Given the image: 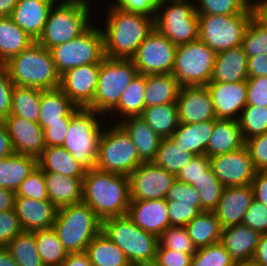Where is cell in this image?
<instances>
[{
  "mask_svg": "<svg viewBox=\"0 0 267 266\" xmlns=\"http://www.w3.org/2000/svg\"><path fill=\"white\" fill-rule=\"evenodd\" d=\"M104 128L98 143L95 168L129 176L143 163L135 144L118 123L113 122L108 129Z\"/></svg>",
  "mask_w": 267,
  "mask_h": 266,
  "instance_id": "6",
  "label": "cell"
},
{
  "mask_svg": "<svg viewBox=\"0 0 267 266\" xmlns=\"http://www.w3.org/2000/svg\"><path fill=\"white\" fill-rule=\"evenodd\" d=\"M16 194L14 191L0 187V212L13 210Z\"/></svg>",
  "mask_w": 267,
  "mask_h": 266,
  "instance_id": "68",
  "label": "cell"
},
{
  "mask_svg": "<svg viewBox=\"0 0 267 266\" xmlns=\"http://www.w3.org/2000/svg\"><path fill=\"white\" fill-rule=\"evenodd\" d=\"M254 199L251 184L223 189L220 201L213 211L222 228L242 224L244 215Z\"/></svg>",
  "mask_w": 267,
  "mask_h": 266,
  "instance_id": "22",
  "label": "cell"
},
{
  "mask_svg": "<svg viewBox=\"0 0 267 266\" xmlns=\"http://www.w3.org/2000/svg\"><path fill=\"white\" fill-rule=\"evenodd\" d=\"M224 186L200 187L201 211H214L220 201Z\"/></svg>",
  "mask_w": 267,
  "mask_h": 266,
  "instance_id": "60",
  "label": "cell"
},
{
  "mask_svg": "<svg viewBox=\"0 0 267 266\" xmlns=\"http://www.w3.org/2000/svg\"><path fill=\"white\" fill-rule=\"evenodd\" d=\"M170 226H186L202 211L193 203H166Z\"/></svg>",
  "mask_w": 267,
  "mask_h": 266,
  "instance_id": "52",
  "label": "cell"
},
{
  "mask_svg": "<svg viewBox=\"0 0 267 266\" xmlns=\"http://www.w3.org/2000/svg\"><path fill=\"white\" fill-rule=\"evenodd\" d=\"M180 123H199L215 120L216 114L205 86L181 87L177 98Z\"/></svg>",
  "mask_w": 267,
  "mask_h": 266,
  "instance_id": "20",
  "label": "cell"
},
{
  "mask_svg": "<svg viewBox=\"0 0 267 266\" xmlns=\"http://www.w3.org/2000/svg\"><path fill=\"white\" fill-rule=\"evenodd\" d=\"M252 259L261 266H267V233L260 235L258 246Z\"/></svg>",
  "mask_w": 267,
  "mask_h": 266,
  "instance_id": "66",
  "label": "cell"
},
{
  "mask_svg": "<svg viewBox=\"0 0 267 266\" xmlns=\"http://www.w3.org/2000/svg\"><path fill=\"white\" fill-rule=\"evenodd\" d=\"M107 9L102 28L105 57L131 59L155 27L154 18L119 10L111 4Z\"/></svg>",
  "mask_w": 267,
  "mask_h": 266,
  "instance_id": "2",
  "label": "cell"
},
{
  "mask_svg": "<svg viewBox=\"0 0 267 266\" xmlns=\"http://www.w3.org/2000/svg\"><path fill=\"white\" fill-rule=\"evenodd\" d=\"M14 84L10 79L5 64H0V122H2L11 111L12 91Z\"/></svg>",
  "mask_w": 267,
  "mask_h": 266,
  "instance_id": "57",
  "label": "cell"
},
{
  "mask_svg": "<svg viewBox=\"0 0 267 266\" xmlns=\"http://www.w3.org/2000/svg\"><path fill=\"white\" fill-rule=\"evenodd\" d=\"M69 123L50 124L44 130L46 147L62 146L68 132Z\"/></svg>",
  "mask_w": 267,
  "mask_h": 266,
  "instance_id": "61",
  "label": "cell"
},
{
  "mask_svg": "<svg viewBox=\"0 0 267 266\" xmlns=\"http://www.w3.org/2000/svg\"><path fill=\"white\" fill-rule=\"evenodd\" d=\"M210 164L214 175L225 188L249 185L257 172L246 145L211 157Z\"/></svg>",
  "mask_w": 267,
  "mask_h": 266,
  "instance_id": "16",
  "label": "cell"
},
{
  "mask_svg": "<svg viewBox=\"0 0 267 266\" xmlns=\"http://www.w3.org/2000/svg\"><path fill=\"white\" fill-rule=\"evenodd\" d=\"M193 154L179 145H173L168 139H162L157 150L156 157L152 161L156 166H159L173 175H177L180 170L190 162Z\"/></svg>",
  "mask_w": 267,
  "mask_h": 266,
  "instance_id": "42",
  "label": "cell"
},
{
  "mask_svg": "<svg viewBox=\"0 0 267 266\" xmlns=\"http://www.w3.org/2000/svg\"><path fill=\"white\" fill-rule=\"evenodd\" d=\"M158 248L195 253L196 248L184 226H170L158 237Z\"/></svg>",
  "mask_w": 267,
  "mask_h": 266,
  "instance_id": "48",
  "label": "cell"
},
{
  "mask_svg": "<svg viewBox=\"0 0 267 266\" xmlns=\"http://www.w3.org/2000/svg\"><path fill=\"white\" fill-rule=\"evenodd\" d=\"M241 46L248 58L267 54V27L255 16L247 26Z\"/></svg>",
  "mask_w": 267,
  "mask_h": 266,
  "instance_id": "46",
  "label": "cell"
},
{
  "mask_svg": "<svg viewBox=\"0 0 267 266\" xmlns=\"http://www.w3.org/2000/svg\"><path fill=\"white\" fill-rule=\"evenodd\" d=\"M100 64L75 67L60 76V89L79 108H87L97 88Z\"/></svg>",
  "mask_w": 267,
  "mask_h": 266,
  "instance_id": "17",
  "label": "cell"
},
{
  "mask_svg": "<svg viewBox=\"0 0 267 266\" xmlns=\"http://www.w3.org/2000/svg\"><path fill=\"white\" fill-rule=\"evenodd\" d=\"M248 57L243 47L237 46L216 53L210 82H243L248 79Z\"/></svg>",
  "mask_w": 267,
  "mask_h": 266,
  "instance_id": "26",
  "label": "cell"
},
{
  "mask_svg": "<svg viewBox=\"0 0 267 266\" xmlns=\"http://www.w3.org/2000/svg\"><path fill=\"white\" fill-rule=\"evenodd\" d=\"M146 75L137 74L126 89L121 94L118 105L106 116L109 118L115 114V117L121 116V120L127 117L140 116L145 108L144 96H145Z\"/></svg>",
  "mask_w": 267,
  "mask_h": 266,
  "instance_id": "39",
  "label": "cell"
},
{
  "mask_svg": "<svg viewBox=\"0 0 267 266\" xmlns=\"http://www.w3.org/2000/svg\"><path fill=\"white\" fill-rule=\"evenodd\" d=\"M177 46L155 27L131 58L139 74L172 73Z\"/></svg>",
  "mask_w": 267,
  "mask_h": 266,
  "instance_id": "14",
  "label": "cell"
},
{
  "mask_svg": "<svg viewBox=\"0 0 267 266\" xmlns=\"http://www.w3.org/2000/svg\"><path fill=\"white\" fill-rule=\"evenodd\" d=\"M185 228L196 249L219 243L223 230L213 211L201 212Z\"/></svg>",
  "mask_w": 267,
  "mask_h": 266,
  "instance_id": "36",
  "label": "cell"
},
{
  "mask_svg": "<svg viewBox=\"0 0 267 266\" xmlns=\"http://www.w3.org/2000/svg\"><path fill=\"white\" fill-rule=\"evenodd\" d=\"M15 194L16 197L49 200L47 197L44 172L37 166L20 184Z\"/></svg>",
  "mask_w": 267,
  "mask_h": 266,
  "instance_id": "49",
  "label": "cell"
},
{
  "mask_svg": "<svg viewBox=\"0 0 267 266\" xmlns=\"http://www.w3.org/2000/svg\"><path fill=\"white\" fill-rule=\"evenodd\" d=\"M90 7L81 3H55L36 42L50 49L79 36L92 24Z\"/></svg>",
  "mask_w": 267,
  "mask_h": 266,
  "instance_id": "9",
  "label": "cell"
},
{
  "mask_svg": "<svg viewBox=\"0 0 267 266\" xmlns=\"http://www.w3.org/2000/svg\"><path fill=\"white\" fill-rule=\"evenodd\" d=\"M102 231L124 252L131 265L155 261L158 237L142 230L127 215L103 220Z\"/></svg>",
  "mask_w": 267,
  "mask_h": 266,
  "instance_id": "7",
  "label": "cell"
},
{
  "mask_svg": "<svg viewBox=\"0 0 267 266\" xmlns=\"http://www.w3.org/2000/svg\"><path fill=\"white\" fill-rule=\"evenodd\" d=\"M194 253H182L167 248H157L155 262L159 266H190Z\"/></svg>",
  "mask_w": 267,
  "mask_h": 266,
  "instance_id": "59",
  "label": "cell"
},
{
  "mask_svg": "<svg viewBox=\"0 0 267 266\" xmlns=\"http://www.w3.org/2000/svg\"><path fill=\"white\" fill-rule=\"evenodd\" d=\"M60 2V0H58ZM62 2H69V3H81V4H85L88 6H92L91 4H89V0H63Z\"/></svg>",
  "mask_w": 267,
  "mask_h": 266,
  "instance_id": "74",
  "label": "cell"
},
{
  "mask_svg": "<svg viewBox=\"0 0 267 266\" xmlns=\"http://www.w3.org/2000/svg\"><path fill=\"white\" fill-rule=\"evenodd\" d=\"M234 266H261L258 262L253 259L235 261Z\"/></svg>",
  "mask_w": 267,
  "mask_h": 266,
  "instance_id": "72",
  "label": "cell"
},
{
  "mask_svg": "<svg viewBox=\"0 0 267 266\" xmlns=\"http://www.w3.org/2000/svg\"><path fill=\"white\" fill-rule=\"evenodd\" d=\"M78 109L60 88L41 90L38 124L45 130L50 124L70 123Z\"/></svg>",
  "mask_w": 267,
  "mask_h": 266,
  "instance_id": "25",
  "label": "cell"
},
{
  "mask_svg": "<svg viewBox=\"0 0 267 266\" xmlns=\"http://www.w3.org/2000/svg\"><path fill=\"white\" fill-rule=\"evenodd\" d=\"M210 167L209 157L206 155H194L190 162L176 175V180L184 181L188 184L196 183Z\"/></svg>",
  "mask_w": 267,
  "mask_h": 266,
  "instance_id": "51",
  "label": "cell"
},
{
  "mask_svg": "<svg viewBox=\"0 0 267 266\" xmlns=\"http://www.w3.org/2000/svg\"><path fill=\"white\" fill-rule=\"evenodd\" d=\"M40 102L41 89L14 85L12 107L9 115H15L38 123Z\"/></svg>",
  "mask_w": 267,
  "mask_h": 266,
  "instance_id": "40",
  "label": "cell"
},
{
  "mask_svg": "<svg viewBox=\"0 0 267 266\" xmlns=\"http://www.w3.org/2000/svg\"><path fill=\"white\" fill-rule=\"evenodd\" d=\"M18 266H45L38 254L35 234L22 231L6 246Z\"/></svg>",
  "mask_w": 267,
  "mask_h": 266,
  "instance_id": "43",
  "label": "cell"
},
{
  "mask_svg": "<svg viewBox=\"0 0 267 266\" xmlns=\"http://www.w3.org/2000/svg\"><path fill=\"white\" fill-rule=\"evenodd\" d=\"M211 97L216 119L238 120L247 105V82H209L205 86Z\"/></svg>",
  "mask_w": 267,
  "mask_h": 266,
  "instance_id": "18",
  "label": "cell"
},
{
  "mask_svg": "<svg viewBox=\"0 0 267 266\" xmlns=\"http://www.w3.org/2000/svg\"><path fill=\"white\" fill-rule=\"evenodd\" d=\"M252 7H267V0H256L252 2Z\"/></svg>",
  "mask_w": 267,
  "mask_h": 266,
  "instance_id": "73",
  "label": "cell"
},
{
  "mask_svg": "<svg viewBox=\"0 0 267 266\" xmlns=\"http://www.w3.org/2000/svg\"><path fill=\"white\" fill-rule=\"evenodd\" d=\"M18 0H0V17L11 16Z\"/></svg>",
  "mask_w": 267,
  "mask_h": 266,
  "instance_id": "69",
  "label": "cell"
},
{
  "mask_svg": "<svg viewBox=\"0 0 267 266\" xmlns=\"http://www.w3.org/2000/svg\"><path fill=\"white\" fill-rule=\"evenodd\" d=\"M61 266H93L86 251L68 253Z\"/></svg>",
  "mask_w": 267,
  "mask_h": 266,
  "instance_id": "64",
  "label": "cell"
},
{
  "mask_svg": "<svg viewBox=\"0 0 267 266\" xmlns=\"http://www.w3.org/2000/svg\"><path fill=\"white\" fill-rule=\"evenodd\" d=\"M256 171H267V132L245 141Z\"/></svg>",
  "mask_w": 267,
  "mask_h": 266,
  "instance_id": "53",
  "label": "cell"
},
{
  "mask_svg": "<svg viewBox=\"0 0 267 266\" xmlns=\"http://www.w3.org/2000/svg\"><path fill=\"white\" fill-rule=\"evenodd\" d=\"M248 78L267 76V54L248 58Z\"/></svg>",
  "mask_w": 267,
  "mask_h": 266,
  "instance_id": "63",
  "label": "cell"
},
{
  "mask_svg": "<svg viewBox=\"0 0 267 266\" xmlns=\"http://www.w3.org/2000/svg\"><path fill=\"white\" fill-rule=\"evenodd\" d=\"M14 153L6 127L0 122V159L11 156Z\"/></svg>",
  "mask_w": 267,
  "mask_h": 266,
  "instance_id": "65",
  "label": "cell"
},
{
  "mask_svg": "<svg viewBox=\"0 0 267 266\" xmlns=\"http://www.w3.org/2000/svg\"><path fill=\"white\" fill-rule=\"evenodd\" d=\"M34 42L10 16L0 17V64L7 63Z\"/></svg>",
  "mask_w": 267,
  "mask_h": 266,
  "instance_id": "35",
  "label": "cell"
},
{
  "mask_svg": "<svg viewBox=\"0 0 267 266\" xmlns=\"http://www.w3.org/2000/svg\"><path fill=\"white\" fill-rule=\"evenodd\" d=\"M110 3L116 9L142 14L155 19L156 11L162 0H114Z\"/></svg>",
  "mask_w": 267,
  "mask_h": 266,
  "instance_id": "54",
  "label": "cell"
},
{
  "mask_svg": "<svg viewBox=\"0 0 267 266\" xmlns=\"http://www.w3.org/2000/svg\"><path fill=\"white\" fill-rule=\"evenodd\" d=\"M247 105L267 106V76L247 79Z\"/></svg>",
  "mask_w": 267,
  "mask_h": 266,
  "instance_id": "58",
  "label": "cell"
},
{
  "mask_svg": "<svg viewBox=\"0 0 267 266\" xmlns=\"http://www.w3.org/2000/svg\"><path fill=\"white\" fill-rule=\"evenodd\" d=\"M260 233L244 224L223 228L220 243L235 261L252 259Z\"/></svg>",
  "mask_w": 267,
  "mask_h": 266,
  "instance_id": "28",
  "label": "cell"
},
{
  "mask_svg": "<svg viewBox=\"0 0 267 266\" xmlns=\"http://www.w3.org/2000/svg\"><path fill=\"white\" fill-rule=\"evenodd\" d=\"M245 145L238 120H214V129L205 155L209 158L240 149Z\"/></svg>",
  "mask_w": 267,
  "mask_h": 266,
  "instance_id": "31",
  "label": "cell"
},
{
  "mask_svg": "<svg viewBox=\"0 0 267 266\" xmlns=\"http://www.w3.org/2000/svg\"><path fill=\"white\" fill-rule=\"evenodd\" d=\"M53 229L68 253L83 252L102 231V220L80 202L58 208Z\"/></svg>",
  "mask_w": 267,
  "mask_h": 266,
  "instance_id": "4",
  "label": "cell"
},
{
  "mask_svg": "<svg viewBox=\"0 0 267 266\" xmlns=\"http://www.w3.org/2000/svg\"><path fill=\"white\" fill-rule=\"evenodd\" d=\"M47 197L58 209L82 202L83 179L64 176L59 173L44 172Z\"/></svg>",
  "mask_w": 267,
  "mask_h": 266,
  "instance_id": "27",
  "label": "cell"
},
{
  "mask_svg": "<svg viewBox=\"0 0 267 266\" xmlns=\"http://www.w3.org/2000/svg\"><path fill=\"white\" fill-rule=\"evenodd\" d=\"M242 224L260 234L267 233V206L260 201L253 199L250 207L244 215Z\"/></svg>",
  "mask_w": 267,
  "mask_h": 266,
  "instance_id": "55",
  "label": "cell"
},
{
  "mask_svg": "<svg viewBox=\"0 0 267 266\" xmlns=\"http://www.w3.org/2000/svg\"><path fill=\"white\" fill-rule=\"evenodd\" d=\"M167 1H183V0H162V2H167Z\"/></svg>",
  "mask_w": 267,
  "mask_h": 266,
  "instance_id": "76",
  "label": "cell"
},
{
  "mask_svg": "<svg viewBox=\"0 0 267 266\" xmlns=\"http://www.w3.org/2000/svg\"><path fill=\"white\" fill-rule=\"evenodd\" d=\"M216 53L199 38L177 46L173 76L182 87L206 86L212 77Z\"/></svg>",
  "mask_w": 267,
  "mask_h": 266,
  "instance_id": "11",
  "label": "cell"
},
{
  "mask_svg": "<svg viewBox=\"0 0 267 266\" xmlns=\"http://www.w3.org/2000/svg\"><path fill=\"white\" fill-rule=\"evenodd\" d=\"M235 260L219 242L196 250L190 266H234Z\"/></svg>",
  "mask_w": 267,
  "mask_h": 266,
  "instance_id": "47",
  "label": "cell"
},
{
  "mask_svg": "<svg viewBox=\"0 0 267 266\" xmlns=\"http://www.w3.org/2000/svg\"><path fill=\"white\" fill-rule=\"evenodd\" d=\"M131 201L165 199L176 176L153 162H143L129 176Z\"/></svg>",
  "mask_w": 267,
  "mask_h": 266,
  "instance_id": "15",
  "label": "cell"
},
{
  "mask_svg": "<svg viewBox=\"0 0 267 266\" xmlns=\"http://www.w3.org/2000/svg\"><path fill=\"white\" fill-rule=\"evenodd\" d=\"M93 266H132L124 252L101 231L87 246Z\"/></svg>",
  "mask_w": 267,
  "mask_h": 266,
  "instance_id": "37",
  "label": "cell"
},
{
  "mask_svg": "<svg viewBox=\"0 0 267 266\" xmlns=\"http://www.w3.org/2000/svg\"><path fill=\"white\" fill-rule=\"evenodd\" d=\"M254 16L267 27V7H253Z\"/></svg>",
  "mask_w": 267,
  "mask_h": 266,
  "instance_id": "71",
  "label": "cell"
},
{
  "mask_svg": "<svg viewBox=\"0 0 267 266\" xmlns=\"http://www.w3.org/2000/svg\"><path fill=\"white\" fill-rule=\"evenodd\" d=\"M254 199L260 201L267 206V171H257L253 181Z\"/></svg>",
  "mask_w": 267,
  "mask_h": 266,
  "instance_id": "62",
  "label": "cell"
},
{
  "mask_svg": "<svg viewBox=\"0 0 267 266\" xmlns=\"http://www.w3.org/2000/svg\"><path fill=\"white\" fill-rule=\"evenodd\" d=\"M244 141L267 132V106L246 105L238 119Z\"/></svg>",
  "mask_w": 267,
  "mask_h": 266,
  "instance_id": "45",
  "label": "cell"
},
{
  "mask_svg": "<svg viewBox=\"0 0 267 266\" xmlns=\"http://www.w3.org/2000/svg\"><path fill=\"white\" fill-rule=\"evenodd\" d=\"M137 74L132 59L105 57L100 63L93 102L87 108L106 117L118 105L121 94Z\"/></svg>",
  "mask_w": 267,
  "mask_h": 266,
  "instance_id": "8",
  "label": "cell"
},
{
  "mask_svg": "<svg viewBox=\"0 0 267 266\" xmlns=\"http://www.w3.org/2000/svg\"><path fill=\"white\" fill-rule=\"evenodd\" d=\"M0 266H18L6 247H0Z\"/></svg>",
  "mask_w": 267,
  "mask_h": 266,
  "instance_id": "70",
  "label": "cell"
},
{
  "mask_svg": "<svg viewBox=\"0 0 267 266\" xmlns=\"http://www.w3.org/2000/svg\"><path fill=\"white\" fill-rule=\"evenodd\" d=\"M140 117L162 139L172 136L180 123L177 102L145 107Z\"/></svg>",
  "mask_w": 267,
  "mask_h": 266,
  "instance_id": "38",
  "label": "cell"
},
{
  "mask_svg": "<svg viewBox=\"0 0 267 266\" xmlns=\"http://www.w3.org/2000/svg\"><path fill=\"white\" fill-rule=\"evenodd\" d=\"M2 124L6 127L15 153L38 158L46 148L44 129L38 123L8 115Z\"/></svg>",
  "mask_w": 267,
  "mask_h": 266,
  "instance_id": "19",
  "label": "cell"
},
{
  "mask_svg": "<svg viewBox=\"0 0 267 266\" xmlns=\"http://www.w3.org/2000/svg\"><path fill=\"white\" fill-rule=\"evenodd\" d=\"M36 248L45 266H61L68 252L53 228L34 231Z\"/></svg>",
  "mask_w": 267,
  "mask_h": 266,
  "instance_id": "41",
  "label": "cell"
},
{
  "mask_svg": "<svg viewBox=\"0 0 267 266\" xmlns=\"http://www.w3.org/2000/svg\"><path fill=\"white\" fill-rule=\"evenodd\" d=\"M129 177L92 168L83 179L82 202L103 221L125 216L130 205Z\"/></svg>",
  "mask_w": 267,
  "mask_h": 266,
  "instance_id": "1",
  "label": "cell"
},
{
  "mask_svg": "<svg viewBox=\"0 0 267 266\" xmlns=\"http://www.w3.org/2000/svg\"><path fill=\"white\" fill-rule=\"evenodd\" d=\"M198 15L254 14L251 0H197Z\"/></svg>",
  "mask_w": 267,
  "mask_h": 266,
  "instance_id": "44",
  "label": "cell"
},
{
  "mask_svg": "<svg viewBox=\"0 0 267 266\" xmlns=\"http://www.w3.org/2000/svg\"><path fill=\"white\" fill-rule=\"evenodd\" d=\"M96 27L91 24L71 41L49 49L60 76L78 66L100 64L105 58L103 31Z\"/></svg>",
  "mask_w": 267,
  "mask_h": 266,
  "instance_id": "10",
  "label": "cell"
},
{
  "mask_svg": "<svg viewBox=\"0 0 267 266\" xmlns=\"http://www.w3.org/2000/svg\"><path fill=\"white\" fill-rule=\"evenodd\" d=\"M181 87L172 73L146 75L145 107L177 102Z\"/></svg>",
  "mask_w": 267,
  "mask_h": 266,
  "instance_id": "33",
  "label": "cell"
},
{
  "mask_svg": "<svg viewBox=\"0 0 267 266\" xmlns=\"http://www.w3.org/2000/svg\"><path fill=\"white\" fill-rule=\"evenodd\" d=\"M14 85L51 90L60 87L58 74L49 49L36 41L7 63Z\"/></svg>",
  "mask_w": 267,
  "mask_h": 266,
  "instance_id": "3",
  "label": "cell"
},
{
  "mask_svg": "<svg viewBox=\"0 0 267 266\" xmlns=\"http://www.w3.org/2000/svg\"><path fill=\"white\" fill-rule=\"evenodd\" d=\"M57 0H18L10 16L34 41L42 34L50 10Z\"/></svg>",
  "mask_w": 267,
  "mask_h": 266,
  "instance_id": "24",
  "label": "cell"
},
{
  "mask_svg": "<svg viewBox=\"0 0 267 266\" xmlns=\"http://www.w3.org/2000/svg\"><path fill=\"white\" fill-rule=\"evenodd\" d=\"M195 3L191 0L160 3L154 19L155 28L176 46L198 39L199 16Z\"/></svg>",
  "mask_w": 267,
  "mask_h": 266,
  "instance_id": "12",
  "label": "cell"
},
{
  "mask_svg": "<svg viewBox=\"0 0 267 266\" xmlns=\"http://www.w3.org/2000/svg\"><path fill=\"white\" fill-rule=\"evenodd\" d=\"M22 231L14 209L0 212V247H6Z\"/></svg>",
  "mask_w": 267,
  "mask_h": 266,
  "instance_id": "56",
  "label": "cell"
},
{
  "mask_svg": "<svg viewBox=\"0 0 267 266\" xmlns=\"http://www.w3.org/2000/svg\"><path fill=\"white\" fill-rule=\"evenodd\" d=\"M214 129V120L199 123H179L174 134L168 139L193 155H205Z\"/></svg>",
  "mask_w": 267,
  "mask_h": 266,
  "instance_id": "30",
  "label": "cell"
},
{
  "mask_svg": "<svg viewBox=\"0 0 267 266\" xmlns=\"http://www.w3.org/2000/svg\"><path fill=\"white\" fill-rule=\"evenodd\" d=\"M198 16L199 39L218 53L241 45L254 14Z\"/></svg>",
  "mask_w": 267,
  "mask_h": 266,
  "instance_id": "13",
  "label": "cell"
},
{
  "mask_svg": "<svg viewBox=\"0 0 267 266\" xmlns=\"http://www.w3.org/2000/svg\"><path fill=\"white\" fill-rule=\"evenodd\" d=\"M130 136L143 162H152L160 146L162 138L158 136L140 117H127L116 121Z\"/></svg>",
  "mask_w": 267,
  "mask_h": 266,
  "instance_id": "29",
  "label": "cell"
},
{
  "mask_svg": "<svg viewBox=\"0 0 267 266\" xmlns=\"http://www.w3.org/2000/svg\"><path fill=\"white\" fill-rule=\"evenodd\" d=\"M132 266H159V265L155 261H153V262L136 264V265H132Z\"/></svg>",
  "mask_w": 267,
  "mask_h": 266,
  "instance_id": "75",
  "label": "cell"
},
{
  "mask_svg": "<svg viewBox=\"0 0 267 266\" xmlns=\"http://www.w3.org/2000/svg\"><path fill=\"white\" fill-rule=\"evenodd\" d=\"M102 120L108 119L97 111L79 108L68 125L62 146L87 170L95 168L99 139L103 127L106 126L101 125L104 123Z\"/></svg>",
  "mask_w": 267,
  "mask_h": 266,
  "instance_id": "5",
  "label": "cell"
},
{
  "mask_svg": "<svg viewBox=\"0 0 267 266\" xmlns=\"http://www.w3.org/2000/svg\"><path fill=\"white\" fill-rule=\"evenodd\" d=\"M37 166L43 172L75 178H84L87 171L63 146L46 147L37 158Z\"/></svg>",
  "mask_w": 267,
  "mask_h": 266,
  "instance_id": "32",
  "label": "cell"
},
{
  "mask_svg": "<svg viewBox=\"0 0 267 266\" xmlns=\"http://www.w3.org/2000/svg\"><path fill=\"white\" fill-rule=\"evenodd\" d=\"M37 167V158L14 153L0 159V187L14 192L27 176Z\"/></svg>",
  "mask_w": 267,
  "mask_h": 266,
  "instance_id": "34",
  "label": "cell"
},
{
  "mask_svg": "<svg viewBox=\"0 0 267 266\" xmlns=\"http://www.w3.org/2000/svg\"><path fill=\"white\" fill-rule=\"evenodd\" d=\"M196 190H200V187L207 186H223L219 179L214 175L212 167H210L203 176H201L196 183L191 184Z\"/></svg>",
  "mask_w": 267,
  "mask_h": 266,
  "instance_id": "67",
  "label": "cell"
},
{
  "mask_svg": "<svg viewBox=\"0 0 267 266\" xmlns=\"http://www.w3.org/2000/svg\"><path fill=\"white\" fill-rule=\"evenodd\" d=\"M166 199L130 201L127 216L142 230L159 237L170 227Z\"/></svg>",
  "mask_w": 267,
  "mask_h": 266,
  "instance_id": "21",
  "label": "cell"
},
{
  "mask_svg": "<svg viewBox=\"0 0 267 266\" xmlns=\"http://www.w3.org/2000/svg\"><path fill=\"white\" fill-rule=\"evenodd\" d=\"M14 210L23 231L53 228L57 208L49 200L15 197Z\"/></svg>",
  "mask_w": 267,
  "mask_h": 266,
  "instance_id": "23",
  "label": "cell"
},
{
  "mask_svg": "<svg viewBox=\"0 0 267 266\" xmlns=\"http://www.w3.org/2000/svg\"><path fill=\"white\" fill-rule=\"evenodd\" d=\"M165 199L166 203H193V206L201 210V199L198 190L184 181L175 180Z\"/></svg>",
  "mask_w": 267,
  "mask_h": 266,
  "instance_id": "50",
  "label": "cell"
}]
</instances>
